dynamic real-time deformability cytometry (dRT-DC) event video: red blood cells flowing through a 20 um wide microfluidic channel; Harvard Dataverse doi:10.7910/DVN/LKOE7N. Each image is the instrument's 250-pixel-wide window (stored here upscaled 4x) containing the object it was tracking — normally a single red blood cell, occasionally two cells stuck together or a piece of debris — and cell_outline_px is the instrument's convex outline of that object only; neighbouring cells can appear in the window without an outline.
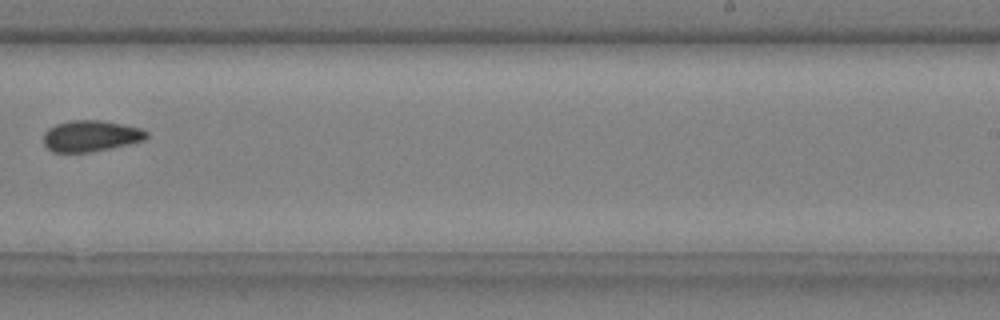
{"species": "common noctule bat (a hibernating species)", "species_latin": "Nyctalus noctula", "temperature_condition": "cold", "stored_images_in_passage": 10, "camera_frame_rate_fps": 3000, "um_per_image_px": 0.085, "animal": {"sex": "male", "body_mass_g": 20.4}, "frame": {"image": 1, "passage_image": 10, "time_ms": 3.0, "image_size_px": [1000, 320], "cell_outline_px": [[148, 136], [144, 140], [128, 144], [88, 152], [52, 152], [44, 144], [44, 132], [48, 128], [56, 124], [72, 120], [100, 120], [140, 128], [148, 132]], "centroid_in_image_um": [7.69, 11.55], "position_along_channel_um": 281.3, "area_um2": 18.5}}